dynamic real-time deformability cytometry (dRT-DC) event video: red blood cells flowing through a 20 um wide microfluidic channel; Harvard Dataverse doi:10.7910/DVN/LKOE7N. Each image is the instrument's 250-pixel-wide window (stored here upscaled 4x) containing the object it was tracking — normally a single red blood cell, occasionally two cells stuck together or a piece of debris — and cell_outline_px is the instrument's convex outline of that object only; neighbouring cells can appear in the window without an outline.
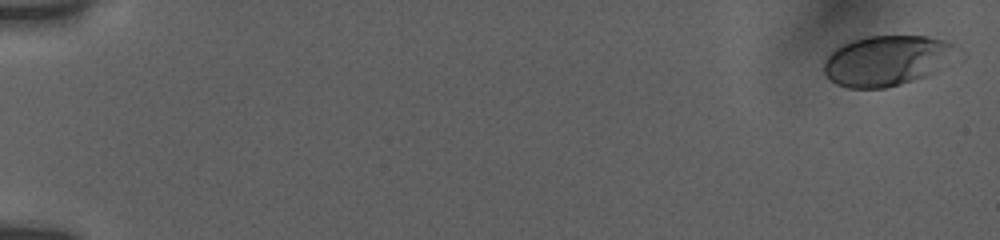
{"species": "human", "species_latin": "Homo sapiens", "temperature_condition": "room temperature", "stored_images_in_passage": 17, "camera_frame_rate_fps": 3000, "um_per_image_px": 0.085, "donor": {"sex": "female"}, "frame": {"image": 1, "passage_image": 1, "time_ms": 0.0, "image_size_px": [1000, 240], "cell_outline_px": [[968, 56], [964, 60], [936, 72], [900, 84], [884, 88], [848, 88], [836, 84], [824, 72], [824, 60], [836, 48], [852, 40], [864, 36], [928, 36], [944, 40], [956, 44]], "centroid_in_image_um": [75.6, 5.13], "position_along_channel_um": 9.4, "area_um2": 40.29}}
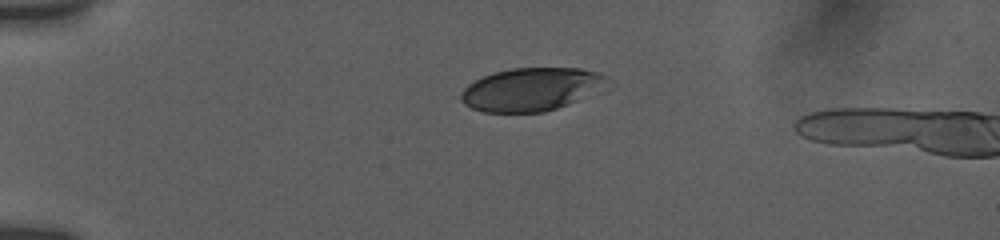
{"frame": {"image": 2, "passage_image": 14, "time_ms": 4.333, "image_size_px": [1000, 240], "cell_outline_px": [[616, 84], [568, 104], [544, 112], [484, 112], [472, 108], [464, 104], [460, 100], [460, 92], [468, 84], [492, 72], [512, 68], [580, 68], [596, 72], [608, 76]], "centroid_in_image_um": [45.23, 7.58], "position_along_channel_um": 39.8, "area_um2": 37.22}}